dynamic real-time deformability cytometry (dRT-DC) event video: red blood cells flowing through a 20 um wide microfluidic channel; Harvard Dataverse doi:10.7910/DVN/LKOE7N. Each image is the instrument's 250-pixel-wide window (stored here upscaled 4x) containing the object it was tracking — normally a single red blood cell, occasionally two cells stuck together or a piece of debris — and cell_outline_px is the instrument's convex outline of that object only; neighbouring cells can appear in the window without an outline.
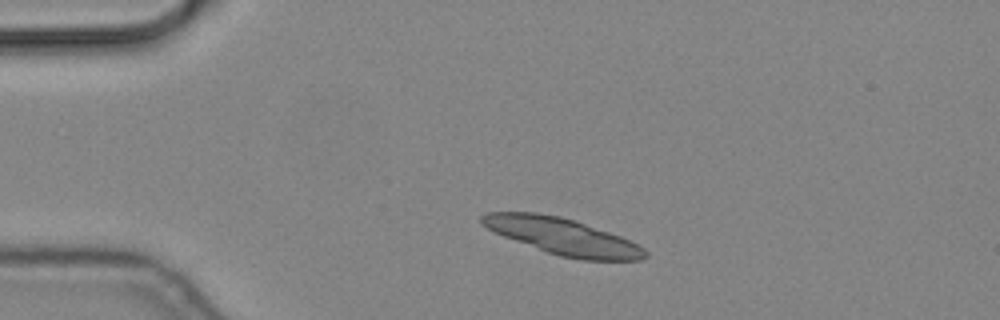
{"species": "common noctule bat (a hibernating species)", "species_latin": "Nyctalus noctula", "temperature_condition": "cold", "stored_images_in_passage": 18, "segment_of_instrument_passage": [1, 2], "camera_frame_rate_fps": 3000, "um_per_image_px": 0.085, "animal": {"sex": "male", "body_mass_g": 19.2, "forearm_length_mm": 51.8}, "frame": {"image": 1, "passage_image": 1, "time_ms": 0.0, "image_size_px": [1000, 320], "cell_outline_px": [[648, 256], [640, 260], [580, 260], [560, 256], [548, 252], [504, 236], [480, 224], [480, 216], [484, 212], [536, 212], [560, 216], [620, 236], [644, 248], [648, 252]], "centroid_in_image_um": [47.81, 20.09], "position_along_channel_um": 37.2, "area_um2": 34.28}}